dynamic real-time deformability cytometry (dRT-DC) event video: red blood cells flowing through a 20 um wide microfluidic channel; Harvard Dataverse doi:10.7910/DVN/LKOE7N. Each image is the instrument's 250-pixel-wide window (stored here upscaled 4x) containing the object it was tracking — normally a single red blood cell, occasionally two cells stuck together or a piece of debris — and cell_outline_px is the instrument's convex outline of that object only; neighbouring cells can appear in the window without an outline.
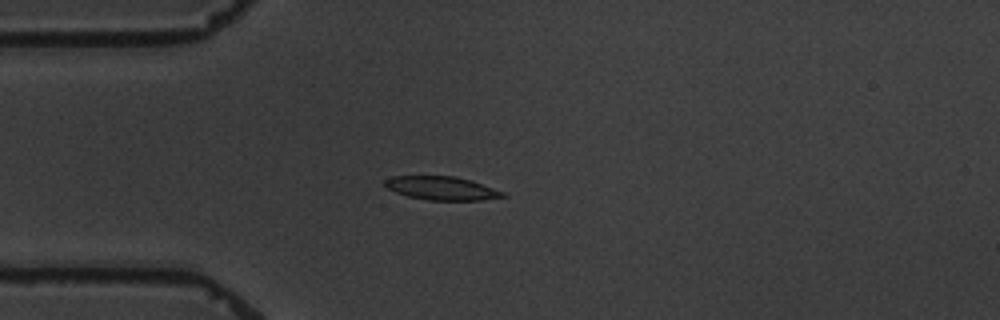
{"species": "common noctule bat (a hibernating species)", "species_latin": "Nyctalus noctula", "temperature_condition": "warm", "stored_images_in_passage": 9, "camera_frame_rate_fps": 3000, "um_per_image_px": 0.085, "animal": {"sex": "male", "body_mass_g": 19.5, "forearm_length_mm": 54.6}, "frame": {"image": 1, "passage_image": 3, "time_ms": 3.333, "image_size_px": [1000, 320], "cell_outline_px": [[508, 196], [480, 200], [428, 200], [408, 196], [396, 192], [388, 188], [384, 184], [384, 180], [392, 176], [456, 176], [472, 180], [504, 192]], "centroid_in_image_um": [37.56, 15.99], "position_along_channel_um": 47.4, "area_um2": 16.13}}
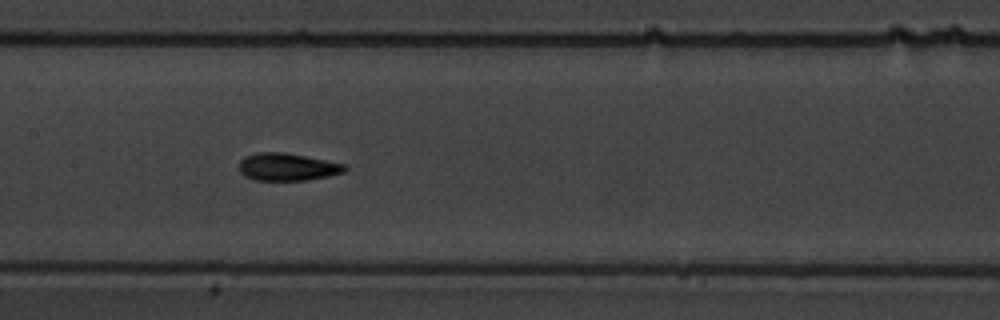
{"frame": {"image": 2, "passage_image": 7, "time_ms": 7.667, "image_size_px": [1000, 320], "cell_outline_px": [[348, 168], [344, 172], [328, 176], [308, 180], [256, 180], [244, 176], [240, 172], [240, 160], [244, 156], [260, 152], [284, 152], [344, 164]], "centroid_in_image_um": [24.41, 14.19], "position_along_channel_um": 183.0, "area_um2": 16.82}}
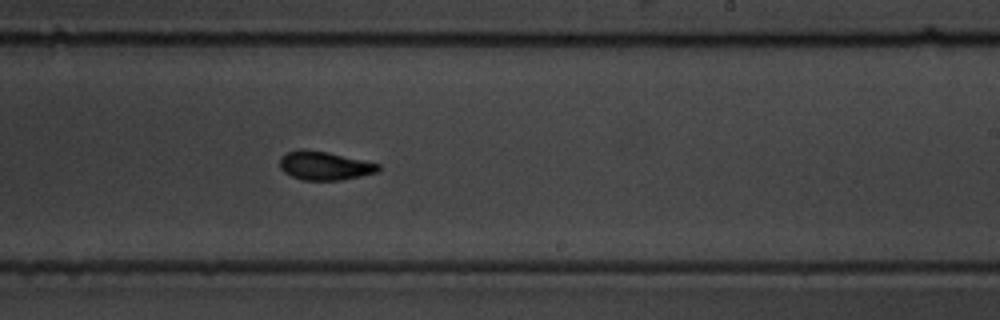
{"frame": {"image": 3, "passage_image": 9, "time_ms": 10.0, "image_size_px": [1000, 320], "cell_outline_px": [[380, 168], [376, 172], [360, 176], [340, 180], [300, 180], [284, 172], [280, 168], [280, 160], [288, 152], [300, 148], [304, 148], [328, 152], [380, 164]], "centroid_in_image_um": [27.57, 14.08], "position_along_channel_um": 261.4, "area_um2": 16.36}}